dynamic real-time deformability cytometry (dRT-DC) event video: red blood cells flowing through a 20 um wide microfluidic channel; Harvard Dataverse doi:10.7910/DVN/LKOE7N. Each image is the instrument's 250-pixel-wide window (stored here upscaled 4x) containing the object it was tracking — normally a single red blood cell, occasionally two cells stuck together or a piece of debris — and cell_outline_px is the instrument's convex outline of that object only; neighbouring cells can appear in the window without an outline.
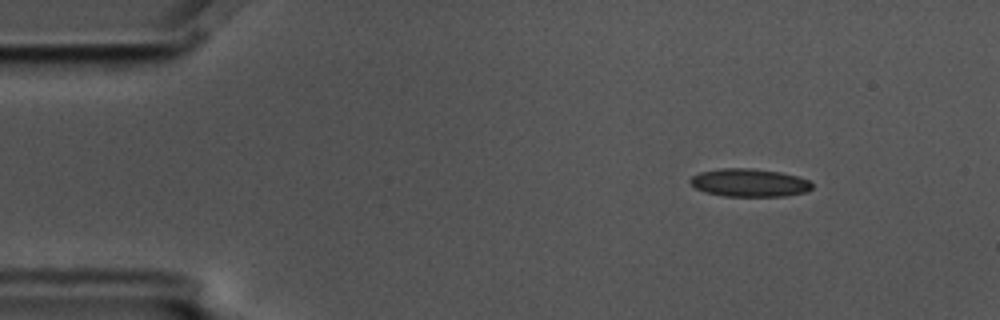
{"species": "common noctule bat (a hibernating species)", "species_latin": "Nyctalus noctula", "temperature_condition": "cold", "stored_images_in_passage": 4, "camera_frame_rate_fps": 3000, "um_per_image_px": 0.085, "animal": {"sex": "male", "body_mass_g": 17.5, "forearm_length_mm": 52.3}, "frame": {"image": 1, "passage_image": 2, "time_ms": 0.333, "image_size_px": [1000, 320], "cell_outline_px": [[812, 188], [808, 192], [788, 196], [724, 196], [704, 192], [696, 188], [688, 180], [692, 176], [700, 172], [720, 168], [748, 168], [780, 172], [796, 176], [808, 180], [812, 184]], "centroid_in_image_um": [63.7, 15.54], "position_along_channel_um": 21.3, "area_um2": 19.94}}